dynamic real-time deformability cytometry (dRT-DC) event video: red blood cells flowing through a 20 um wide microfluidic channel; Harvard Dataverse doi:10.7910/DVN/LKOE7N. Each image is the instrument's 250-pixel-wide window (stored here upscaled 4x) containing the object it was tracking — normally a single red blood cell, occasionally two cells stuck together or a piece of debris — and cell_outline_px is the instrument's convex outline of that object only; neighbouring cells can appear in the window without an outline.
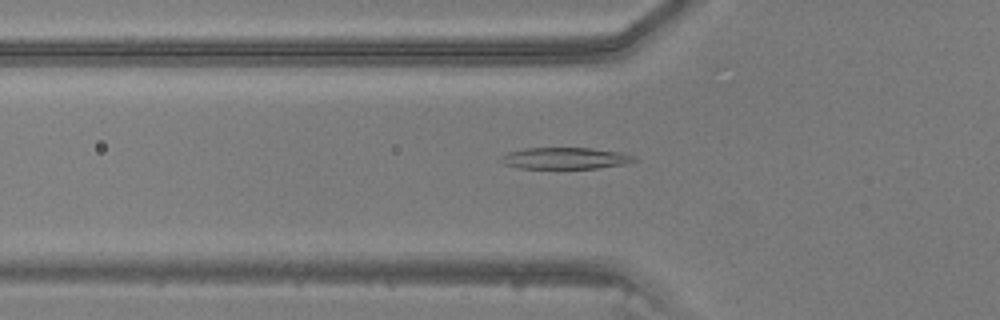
{"species": "common noctule bat (a hibernating species)", "species_latin": "Nyctalus noctula", "temperature_condition": "warm", "stored_images_in_passage": 40, "camera_frame_rate_fps": 3000, "um_per_image_px": 0.085, "animal": {"sex": "male", "body_mass_g": 20.5, "forearm_length_mm": 52.5}, "frame": {"image": 1, "passage_image": 10, "time_ms": 3.0, "image_size_px": [1000, 320], "cell_outline_px": [[640, 160], [624, 164], [596, 168], [520, 168], [504, 164], [504, 152], [524, 148], [592, 148], [620, 152], [636, 156]], "centroid_in_image_um": [48.1, 13.44], "position_along_channel_um": 77.7, "area_um2": 16.65}}
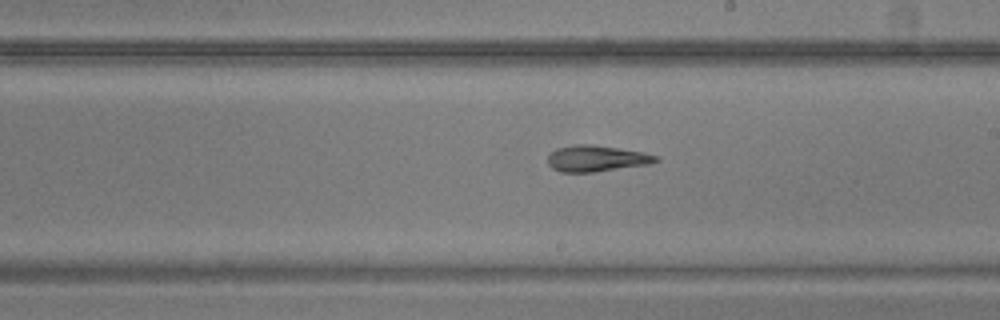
{"frame": {"image": 2, "passage_image": 21, "time_ms": 6.667, "image_size_px": [1000, 320], "cell_outline_px": [[660, 160], [648, 164], [596, 172], [560, 172], [552, 168], [548, 164], [548, 156], [556, 148], [576, 144], [592, 144], [640, 152], [656, 156]], "centroid_in_image_um": [50.64, 13.48], "position_along_channel_um": 238.4, "area_um2": 16.3}}
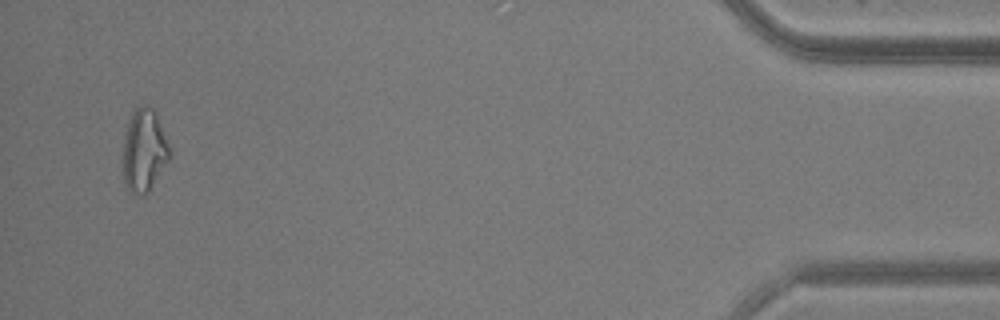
{"frame": {"image": 3, "passage_image": 39, "time_ms": 12.667, "image_size_px": [1000, 320], "cell_outline_px": [[168, 160], [148, 192], [144, 196], [128, 192], [124, 180], [124, 140], [128, 124], [132, 112], [136, 108], [144, 104], [152, 108], [156, 112], [168, 144]], "centroid_in_image_um": [12.23, 12.79], "position_along_channel_um": 423.0, "area_um2": 21.91}}